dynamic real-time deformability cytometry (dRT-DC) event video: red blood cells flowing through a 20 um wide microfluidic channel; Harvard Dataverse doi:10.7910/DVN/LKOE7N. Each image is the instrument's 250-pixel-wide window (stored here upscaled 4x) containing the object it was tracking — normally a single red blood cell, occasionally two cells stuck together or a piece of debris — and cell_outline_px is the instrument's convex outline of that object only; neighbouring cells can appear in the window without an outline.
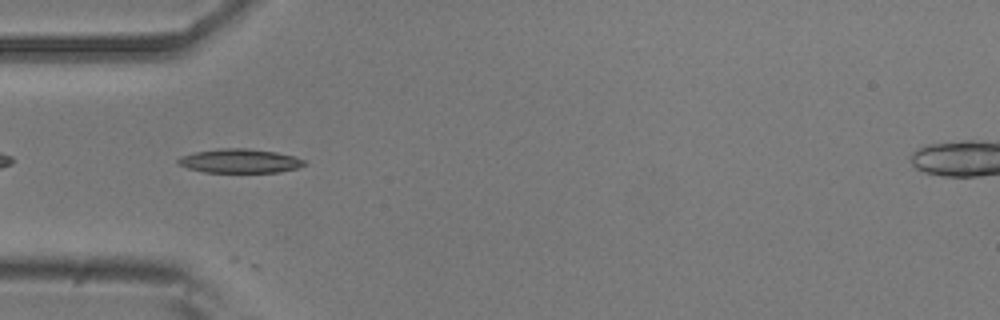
{"species": "common noctule bat (a hibernating species)", "species_latin": "Nyctalus noctula", "temperature_condition": "room temperature", "stored_images_in_passage": 36, "camera_frame_rate_fps": 3000, "um_per_image_px": 0.085, "animal": {"sex": "male", "body_mass_g": 20.5, "forearm_length_mm": 52.5}, "frame": {"image": 1, "passage_image": 2, "time_ms": 0.333, "image_size_px": [1000, 320], "cell_outline_px": [[308, 164], [296, 168], [280, 172], [204, 172], [188, 168], [176, 164], [176, 160], [180, 156], [196, 152], [220, 148], [248, 148], [276, 152], [292, 156], [304, 160]], "centroid_in_image_um": [20.35, 13.68], "position_along_channel_um": 64.6, "area_um2": 17.69}}
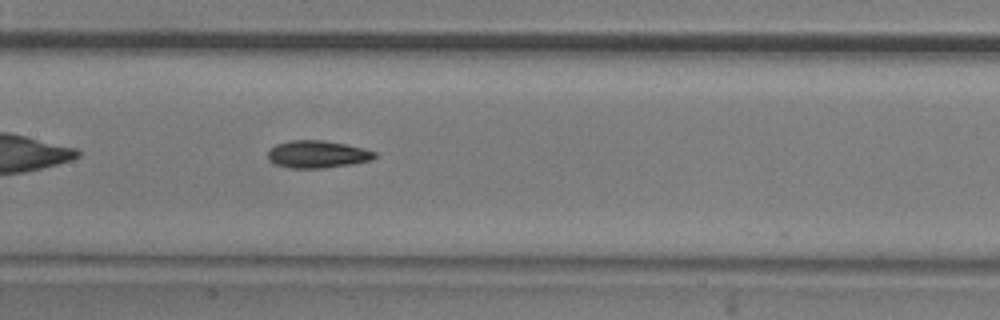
{"frame": {"image": 2, "passage_image": 11, "time_ms": 3.333, "image_size_px": [1000, 320], "cell_outline_px": [[376, 156], [372, 160], [352, 164], [324, 168], [288, 168], [272, 164], [268, 160], [268, 152], [276, 144], [292, 140], [324, 140], [344, 144], [376, 152]], "centroid_in_image_um": [26.94, 13.12], "position_along_channel_um": 180.5, "area_um2": 17.05}}
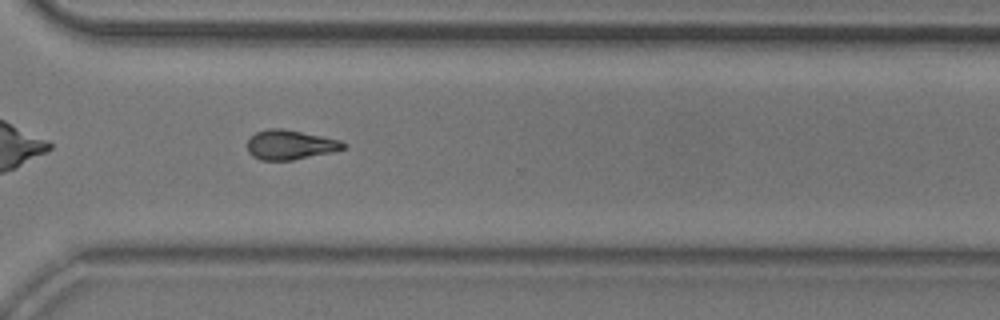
{"frame": {"image": 3, "passage_image": 24, "time_ms": 7.667, "image_size_px": [1000, 320], "cell_outline_px": [[348, 148], [332, 152], [292, 160], [260, 160], [252, 156], [248, 152], [248, 140], [256, 132], [268, 128], [284, 128], [340, 140], [348, 144]], "centroid_in_image_um": [24.69, 12.3], "position_along_channel_um": 345.9, "area_um2": 16.65}, "authors_computed_cell_mechanics": {"area_um2": 16.184, "velocity_mm_per_s": 3.8389, "shape_relaxation_time_tau1_ms": 3.9886, "shape_relaxation_time_tau2_ms": 6.1486, "deformation_change_tau1": 0.1308, "deformation_change_tau2": 0.1426}}